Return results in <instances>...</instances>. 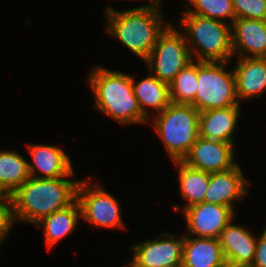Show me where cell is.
<instances>
[{"label":"cell","mask_w":266,"mask_h":267,"mask_svg":"<svg viewBox=\"0 0 266 267\" xmlns=\"http://www.w3.org/2000/svg\"><path fill=\"white\" fill-rule=\"evenodd\" d=\"M233 60L236 93L240 104L253 98H261L266 92V58L233 57Z\"/></svg>","instance_id":"cell-15"},{"label":"cell","mask_w":266,"mask_h":267,"mask_svg":"<svg viewBox=\"0 0 266 267\" xmlns=\"http://www.w3.org/2000/svg\"><path fill=\"white\" fill-rule=\"evenodd\" d=\"M197 81V61L192 60L169 84L171 102L177 104H191L195 108Z\"/></svg>","instance_id":"cell-23"},{"label":"cell","mask_w":266,"mask_h":267,"mask_svg":"<svg viewBox=\"0 0 266 267\" xmlns=\"http://www.w3.org/2000/svg\"><path fill=\"white\" fill-rule=\"evenodd\" d=\"M176 21L183 33L192 60L233 61L231 25L189 14L184 9Z\"/></svg>","instance_id":"cell-4"},{"label":"cell","mask_w":266,"mask_h":267,"mask_svg":"<svg viewBox=\"0 0 266 267\" xmlns=\"http://www.w3.org/2000/svg\"><path fill=\"white\" fill-rule=\"evenodd\" d=\"M96 177L85 176L80 179L77 188V201L81 208V222L93 228L124 229L121 203L119 198L108 192L96 181ZM100 183V184H99ZM88 222V223H87Z\"/></svg>","instance_id":"cell-7"},{"label":"cell","mask_w":266,"mask_h":267,"mask_svg":"<svg viewBox=\"0 0 266 267\" xmlns=\"http://www.w3.org/2000/svg\"><path fill=\"white\" fill-rule=\"evenodd\" d=\"M86 77L94 97L93 107L98 113L123 127L149 124L134 95L131 74L95 64Z\"/></svg>","instance_id":"cell-2"},{"label":"cell","mask_w":266,"mask_h":267,"mask_svg":"<svg viewBox=\"0 0 266 267\" xmlns=\"http://www.w3.org/2000/svg\"><path fill=\"white\" fill-rule=\"evenodd\" d=\"M163 7L145 9L104 8V34L115 39L143 62L152 52L159 36L172 23L164 15ZM163 11V12H162Z\"/></svg>","instance_id":"cell-1"},{"label":"cell","mask_w":266,"mask_h":267,"mask_svg":"<svg viewBox=\"0 0 266 267\" xmlns=\"http://www.w3.org/2000/svg\"><path fill=\"white\" fill-rule=\"evenodd\" d=\"M243 106H229L199 113V136L236 145ZM236 142V143H235Z\"/></svg>","instance_id":"cell-16"},{"label":"cell","mask_w":266,"mask_h":267,"mask_svg":"<svg viewBox=\"0 0 266 267\" xmlns=\"http://www.w3.org/2000/svg\"><path fill=\"white\" fill-rule=\"evenodd\" d=\"M243 167L237 164L235 167L220 172L210 173L208 190L204 202L226 206L235 213L236 202L244 200L248 192L251 180L245 177Z\"/></svg>","instance_id":"cell-13"},{"label":"cell","mask_w":266,"mask_h":267,"mask_svg":"<svg viewBox=\"0 0 266 267\" xmlns=\"http://www.w3.org/2000/svg\"><path fill=\"white\" fill-rule=\"evenodd\" d=\"M235 147L238 148L231 143L205 139L199 136L182 162L191 168L204 172L226 171L238 164L235 160L237 157Z\"/></svg>","instance_id":"cell-12"},{"label":"cell","mask_w":266,"mask_h":267,"mask_svg":"<svg viewBox=\"0 0 266 267\" xmlns=\"http://www.w3.org/2000/svg\"><path fill=\"white\" fill-rule=\"evenodd\" d=\"M80 179L30 177L11 195L16 224L34 226L42 218L71 205L77 199Z\"/></svg>","instance_id":"cell-3"},{"label":"cell","mask_w":266,"mask_h":267,"mask_svg":"<svg viewBox=\"0 0 266 267\" xmlns=\"http://www.w3.org/2000/svg\"><path fill=\"white\" fill-rule=\"evenodd\" d=\"M224 267H245V266H232L230 264H226Z\"/></svg>","instance_id":"cell-30"},{"label":"cell","mask_w":266,"mask_h":267,"mask_svg":"<svg viewBox=\"0 0 266 267\" xmlns=\"http://www.w3.org/2000/svg\"><path fill=\"white\" fill-rule=\"evenodd\" d=\"M15 223L12 198L11 195H7L4 199H0V244L2 246L16 226Z\"/></svg>","instance_id":"cell-26"},{"label":"cell","mask_w":266,"mask_h":267,"mask_svg":"<svg viewBox=\"0 0 266 267\" xmlns=\"http://www.w3.org/2000/svg\"><path fill=\"white\" fill-rule=\"evenodd\" d=\"M231 63L232 61H197L195 108L199 112L242 106L237 97L235 74Z\"/></svg>","instance_id":"cell-6"},{"label":"cell","mask_w":266,"mask_h":267,"mask_svg":"<svg viewBox=\"0 0 266 267\" xmlns=\"http://www.w3.org/2000/svg\"><path fill=\"white\" fill-rule=\"evenodd\" d=\"M26 149L31 157L27 162L30 177L50 179L74 176L76 171L72 159L63 147L29 143L26 144Z\"/></svg>","instance_id":"cell-11"},{"label":"cell","mask_w":266,"mask_h":267,"mask_svg":"<svg viewBox=\"0 0 266 267\" xmlns=\"http://www.w3.org/2000/svg\"><path fill=\"white\" fill-rule=\"evenodd\" d=\"M172 163L178 172V191L181 199L184 200L183 205L177 203L172 205L173 210L176 213L182 212L185 208L204 202L210 173L191 168L182 161H173Z\"/></svg>","instance_id":"cell-21"},{"label":"cell","mask_w":266,"mask_h":267,"mask_svg":"<svg viewBox=\"0 0 266 267\" xmlns=\"http://www.w3.org/2000/svg\"><path fill=\"white\" fill-rule=\"evenodd\" d=\"M236 219L233 217L222 230L219 243L226 264L249 267L254 258L257 236L251 229L234 223Z\"/></svg>","instance_id":"cell-14"},{"label":"cell","mask_w":266,"mask_h":267,"mask_svg":"<svg viewBox=\"0 0 266 267\" xmlns=\"http://www.w3.org/2000/svg\"><path fill=\"white\" fill-rule=\"evenodd\" d=\"M226 261L218 238L184 234L181 267H224Z\"/></svg>","instance_id":"cell-19"},{"label":"cell","mask_w":266,"mask_h":267,"mask_svg":"<svg viewBox=\"0 0 266 267\" xmlns=\"http://www.w3.org/2000/svg\"><path fill=\"white\" fill-rule=\"evenodd\" d=\"M160 232L154 239H145L130 246L131 260L122 267H181L184 234Z\"/></svg>","instance_id":"cell-9"},{"label":"cell","mask_w":266,"mask_h":267,"mask_svg":"<svg viewBox=\"0 0 266 267\" xmlns=\"http://www.w3.org/2000/svg\"><path fill=\"white\" fill-rule=\"evenodd\" d=\"M7 196V194L3 191V189L0 187V199H4Z\"/></svg>","instance_id":"cell-29"},{"label":"cell","mask_w":266,"mask_h":267,"mask_svg":"<svg viewBox=\"0 0 266 267\" xmlns=\"http://www.w3.org/2000/svg\"><path fill=\"white\" fill-rule=\"evenodd\" d=\"M81 219V208L77 199L69 206L42 218L34 226L42 229L45 247L48 251L64 238L73 234Z\"/></svg>","instance_id":"cell-18"},{"label":"cell","mask_w":266,"mask_h":267,"mask_svg":"<svg viewBox=\"0 0 266 267\" xmlns=\"http://www.w3.org/2000/svg\"><path fill=\"white\" fill-rule=\"evenodd\" d=\"M199 113L191 104L171 102L149 120V127L152 125L163 142L171 162L182 161L196 143L199 137Z\"/></svg>","instance_id":"cell-5"},{"label":"cell","mask_w":266,"mask_h":267,"mask_svg":"<svg viewBox=\"0 0 266 267\" xmlns=\"http://www.w3.org/2000/svg\"><path fill=\"white\" fill-rule=\"evenodd\" d=\"M263 228L257 236L254 258L249 267H266V224Z\"/></svg>","instance_id":"cell-27"},{"label":"cell","mask_w":266,"mask_h":267,"mask_svg":"<svg viewBox=\"0 0 266 267\" xmlns=\"http://www.w3.org/2000/svg\"><path fill=\"white\" fill-rule=\"evenodd\" d=\"M192 61L187 41L176 25L171 23L159 36L155 47L144 62L146 70L168 85Z\"/></svg>","instance_id":"cell-8"},{"label":"cell","mask_w":266,"mask_h":267,"mask_svg":"<svg viewBox=\"0 0 266 267\" xmlns=\"http://www.w3.org/2000/svg\"><path fill=\"white\" fill-rule=\"evenodd\" d=\"M148 73L137 82L136 77L132 75V87L141 112L150 120L165 109L171 100L169 85Z\"/></svg>","instance_id":"cell-20"},{"label":"cell","mask_w":266,"mask_h":267,"mask_svg":"<svg viewBox=\"0 0 266 267\" xmlns=\"http://www.w3.org/2000/svg\"><path fill=\"white\" fill-rule=\"evenodd\" d=\"M28 160L12 149L0 148V187L12 195L29 178Z\"/></svg>","instance_id":"cell-22"},{"label":"cell","mask_w":266,"mask_h":267,"mask_svg":"<svg viewBox=\"0 0 266 267\" xmlns=\"http://www.w3.org/2000/svg\"><path fill=\"white\" fill-rule=\"evenodd\" d=\"M189 14L219 20L230 25L236 19L232 0H185Z\"/></svg>","instance_id":"cell-24"},{"label":"cell","mask_w":266,"mask_h":267,"mask_svg":"<svg viewBox=\"0 0 266 267\" xmlns=\"http://www.w3.org/2000/svg\"><path fill=\"white\" fill-rule=\"evenodd\" d=\"M236 19L266 20V0H232Z\"/></svg>","instance_id":"cell-25"},{"label":"cell","mask_w":266,"mask_h":267,"mask_svg":"<svg viewBox=\"0 0 266 267\" xmlns=\"http://www.w3.org/2000/svg\"><path fill=\"white\" fill-rule=\"evenodd\" d=\"M121 1H123V0H121ZM131 1H133V0H131ZM139 1H141V2L143 1L144 2L146 0H137L138 3H139ZM147 2H148L147 4L145 3V4L138 5L136 7H132V9H145V8H151V7H164L161 4L162 0H149V1L147 0Z\"/></svg>","instance_id":"cell-28"},{"label":"cell","mask_w":266,"mask_h":267,"mask_svg":"<svg viewBox=\"0 0 266 267\" xmlns=\"http://www.w3.org/2000/svg\"><path fill=\"white\" fill-rule=\"evenodd\" d=\"M184 234L194 237L219 238L222 230L237 215L231 208L202 202L185 208Z\"/></svg>","instance_id":"cell-10"},{"label":"cell","mask_w":266,"mask_h":267,"mask_svg":"<svg viewBox=\"0 0 266 267\" xmlns=\"http://www.w3.org/2000/svg\"><path fill=\"white\" fill-rule=\"evenodd\" d=\"M231 34L234 57L266 58V20L235 19Z\"/></svg>","instance_id":"cell-17"}]
</instances>
